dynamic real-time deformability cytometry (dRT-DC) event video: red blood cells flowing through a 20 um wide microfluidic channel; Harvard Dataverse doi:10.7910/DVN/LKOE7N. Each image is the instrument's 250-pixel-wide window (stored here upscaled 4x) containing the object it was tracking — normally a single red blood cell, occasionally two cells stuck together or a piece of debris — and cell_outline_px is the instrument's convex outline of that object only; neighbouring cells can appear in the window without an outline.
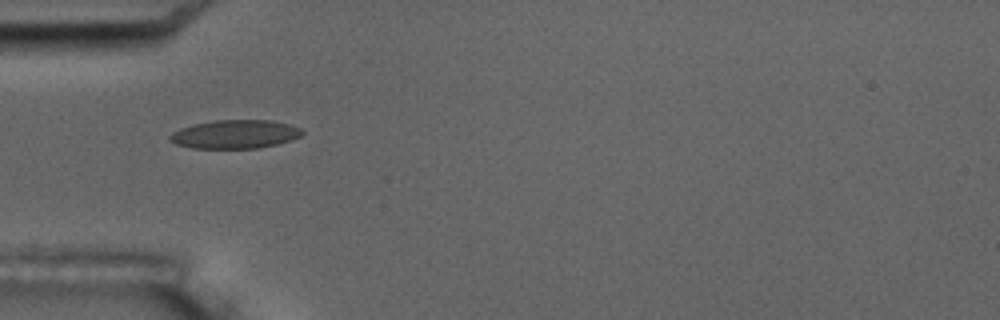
{"species": "common noctule bat (a hibernating species)", "species_latin": "Nyctalus noctula", "temperature_condition": "room temperature", "stored_images_in_passage": 2, "camera_frame_rate_fps": 3000, "um_per_image_px": 0.085, "animal": {"sex": "male", "body_mass_g": 17.5, "forearm_length_mm": 52.3}, "frame": {"image": 1, "passage_image": 1, "time_ms": 0.0, "image_size_px": [1000, 320], "cell_outline_px": [[304, 132], [300, 136], [292, 140], [276, 144], [256, 148], [192, 148], [176, 144], [168, 140], [168, 136], [172, 132], [180, 128], [192, 124], [216, 120], [272, 120], [288, 124], [300, 128]], "centroid_in_image_um": [19.94, 11.4], "position_along_channel_um": 65.1, "area_um2": 22.08}}